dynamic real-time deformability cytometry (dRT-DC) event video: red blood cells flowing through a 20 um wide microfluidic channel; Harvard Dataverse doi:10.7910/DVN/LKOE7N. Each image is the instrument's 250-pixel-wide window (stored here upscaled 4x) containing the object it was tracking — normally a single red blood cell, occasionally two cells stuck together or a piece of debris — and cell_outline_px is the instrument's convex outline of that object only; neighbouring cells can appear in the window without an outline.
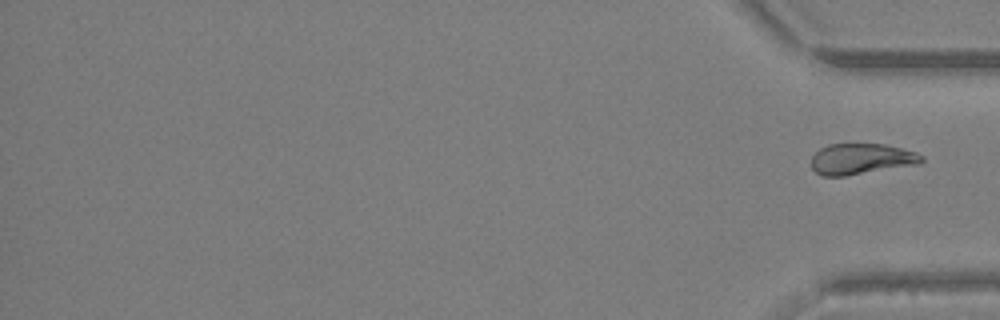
{"species": "Egyptian fruit bat (a non-hibernating species)", "species_latin": "Rousettus aegyptiacus", "temperature_condition": "warm", "stored_images_in_passage": 36, "segment_of_instrument_passage": [2, 2], "camera_frame_rate_fps": 3000, "um_per_image_px": 0.085, "animal": {"sex": "female"}, "frame": {"image": 1, "passage_image": 36, "time_ms": 11.667, "image_size_px": [1000, 320], "cell_outline_px": [[924, 160], [920, 164], [844, 176], [824, 176], [816, 172], [812, 168], [812, 156], [820, 148], [828, 144], [884, 144], [916, 152], [924, 156]], "centroid_in_image_um": [73.22, 13.51], "position_along_channel_um": 362.0, "area_um2": 19.83}}